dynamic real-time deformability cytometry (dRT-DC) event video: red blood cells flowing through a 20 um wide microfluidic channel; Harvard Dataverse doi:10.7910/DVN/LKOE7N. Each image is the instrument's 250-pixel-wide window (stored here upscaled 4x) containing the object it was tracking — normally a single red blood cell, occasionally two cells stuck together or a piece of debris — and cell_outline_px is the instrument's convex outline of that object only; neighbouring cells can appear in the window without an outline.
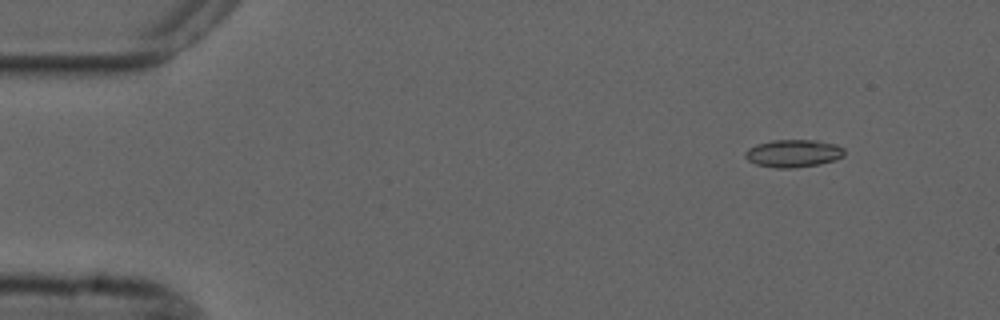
{"species": "common noctule bat (a hibernating species)", "species_latin": "Nyctalus noctula", "temperature_condition": "cold", "stored_images_in_passage": 50, "camera_frame_rate_fps": 3000, "um_per_image_px": 0.085, "animal": {"sex": "male", "forearm_length_mm": 52.5}, "frame": {"image": 1, "passage_image": 1, "time_ms": 0.0, "image_size_px": [1000, 320], "cell_outline_px": [[844, 156], [836, 160], [820, 164], [792, 168], [776, 168], [756, 164], [748, 160], [744, 156], [744, 152], [748, 148], [756, 144], [772, 140], [816, 140], [836, 144], [844, 148]], "centroid_in_image_um": [67.44, 13.03], "position_along_channel_um": 17.6, "area_um2": 16.13}}
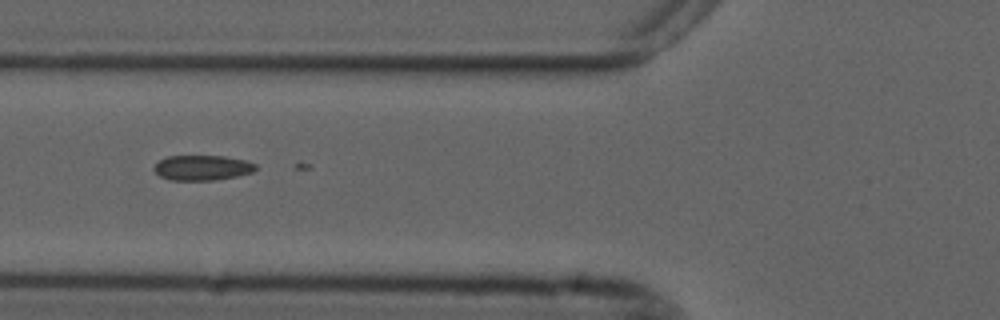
{"frame": {"image": 2, "passage_image": 16, "time_ms": 5.0, "image_size_px": [1000, 320], "cell_outline_px": [[256, 168], [252, 172], [236, 176], [212, 180], [168, 180], [160, 176], [152, 168], [160, 160], [168, 156], [224, 156], [244, 160], [256, 164]], "centroid_in_image_um": [17.16, 14.26], "position_along_channel_um": 108.6, "area_um2": 14.74}}
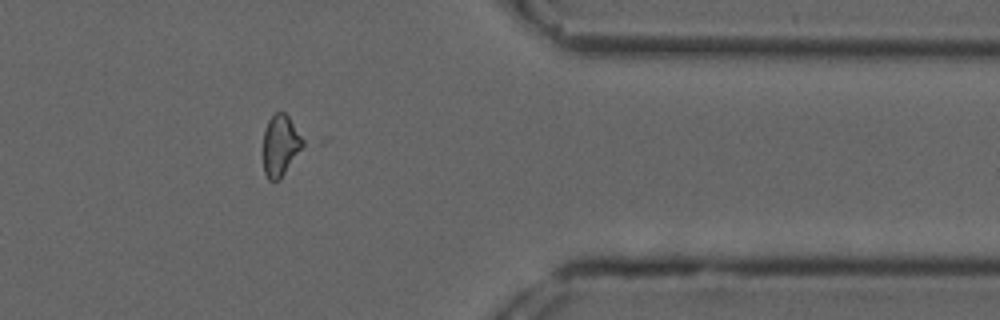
{"frame": {"image": 3, "passage_image": 40, "time_ms": 13.0, "image_size_px": [1000, 320], "cell_outline_px": [[308, 144], [284, 172], [276, 180], [268, 180], [264, 172], [264, 128], [268, 120], [276, 112], [284, 112], [288, 116], [308, 140]], "centroid_in_image_um": [23.92, 12.31], "position_along_channel_um": 387.5, "area_um2": 14.51}}